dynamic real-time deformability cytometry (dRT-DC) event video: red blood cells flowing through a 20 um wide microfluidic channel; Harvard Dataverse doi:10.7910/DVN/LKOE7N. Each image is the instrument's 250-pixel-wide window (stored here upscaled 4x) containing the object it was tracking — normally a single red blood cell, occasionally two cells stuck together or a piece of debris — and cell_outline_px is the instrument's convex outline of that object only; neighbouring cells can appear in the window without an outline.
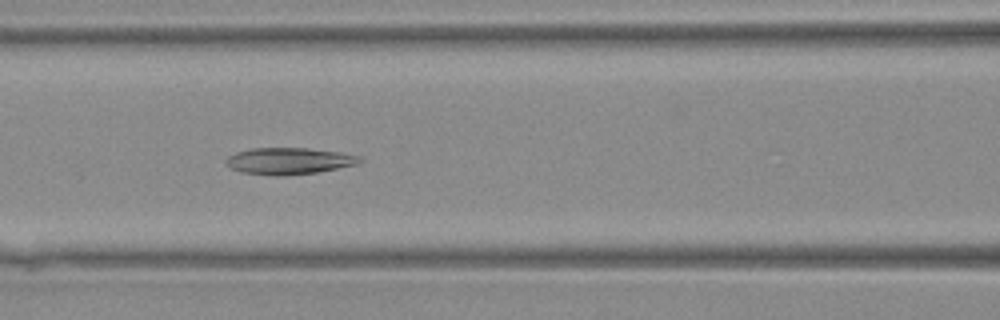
{"species": "Egyptian fruit bat (a non-hibernating species)", "species_latin": "Rousettus aegyptiacus", "temperature_condition": "warm", "stored_images_in_passage": 31, "camera_frame_rate_fps": 3000, "um_per_image_px": 0.085, "animal": {"sex": "female"}, "frame": {"image": 1, "passage_image": 11, "time_ms": 3.333, "image_size_px": [1000, 320], "cell_outline_px": [[364, 160], [356, 164], [316, 172], [284, 176], [272, 176], [240, 172], [224, 164], [224, 160], [228, 156], [236, 152], [252, 148], [308, 148], [340, 152], [360, 156]], "centroid_in_image_um": [24.51, 13.68], "position_along_channel_um": 142.1, "area_um2": 20.87}}
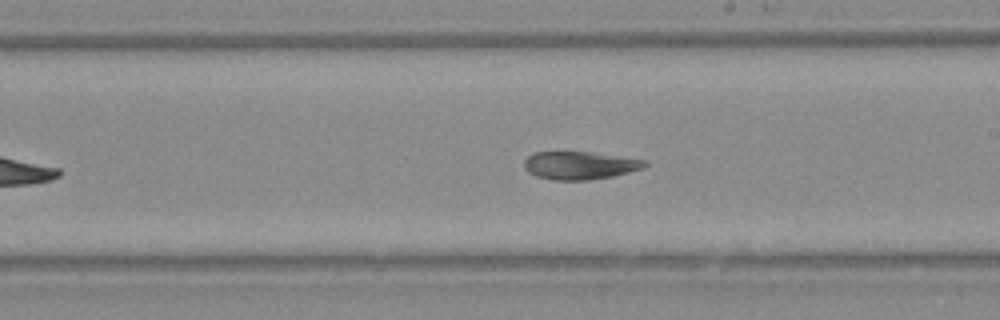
{"frame": {"image": 2, "passage_image": 17, "time_ms": 5.333, "image_size_px": [1000, 320], "cell_outline_px": [[648, 164], [644, 168], [612, 176], [588, 180], [552, 180], [536, 176], [528, 172], [524, 168], [524, 160], [532, 152], [592, 152], [648, 160]], "centroid_in_image_um": [49.28, 14.05], "position_along_channel_um": 239.7, "area_um2": 19.77}}
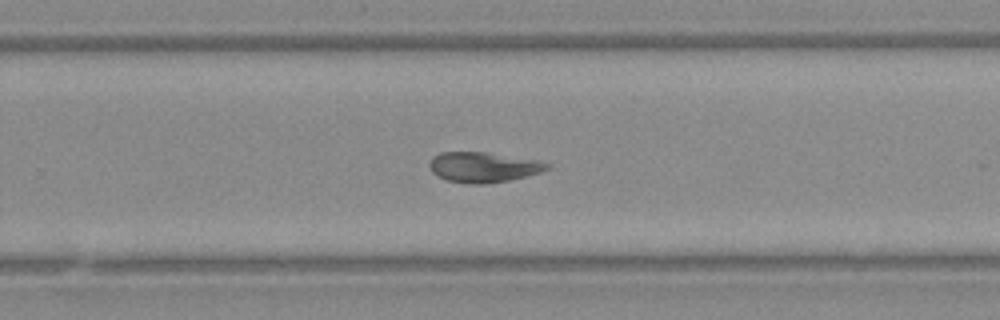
{"frame": {"image": 3, "passage_image": 20, "time_ms": 6.333, "image_size_px": [1000, 320], "cell_outline_px": [[552, 168], [540, 172], [508, 180], [488, 184], [468, 184], [448, 180], [432, 172], [428, 164], [432, 156], [440, 152], [484, 152], [540, 160], [552, 164]], "centroid_in_image_um": [41.11, 14.2], "position_along_channel_um": 288.7, "area_um2": 20.81}}